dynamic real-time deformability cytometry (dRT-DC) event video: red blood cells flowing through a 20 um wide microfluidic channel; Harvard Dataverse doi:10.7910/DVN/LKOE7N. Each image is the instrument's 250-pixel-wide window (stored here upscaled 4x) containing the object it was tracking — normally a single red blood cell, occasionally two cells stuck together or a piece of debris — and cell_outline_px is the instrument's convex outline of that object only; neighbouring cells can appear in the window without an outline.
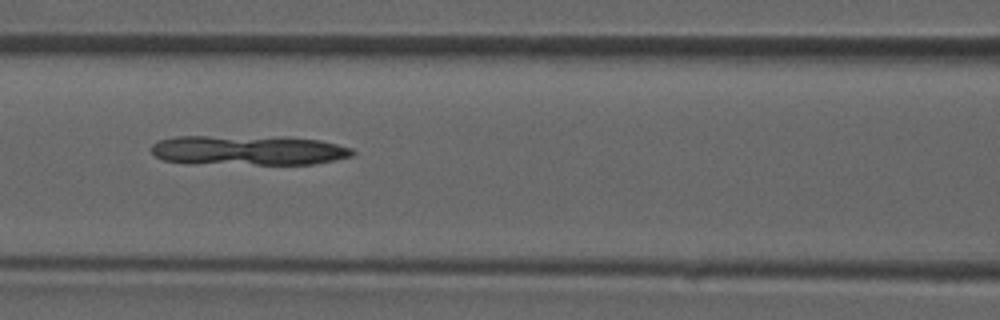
{"species": "common noctule bat (a hibernating species)", "species_latin": "Nyctalus noctula", "temperature_condition": "room temperature", "stored_images_in_passage": 6, "camera_frame_rate_fps": 3000, "um_per_image_px": 0.085, "animal": {"sex": "male", "forearm_length_mm": 52.5}, "frame": {"image": 1, "passage_image": 5, "time_ms": 1.333, "image_size_px": [1000, 320], "cell_outline_px": [[356, 152], [352, 156], [316, 164], [192, 164], [164, 160], [156, 156], [152, 152], [152, 144], [160, 140], [176, 136], [288, 136], [320, 140], [352, 148]], "centroid_in_image_um": [21.13, 12.77], "position_along_channel_um": 145.5, "area_um2": 35.6}}
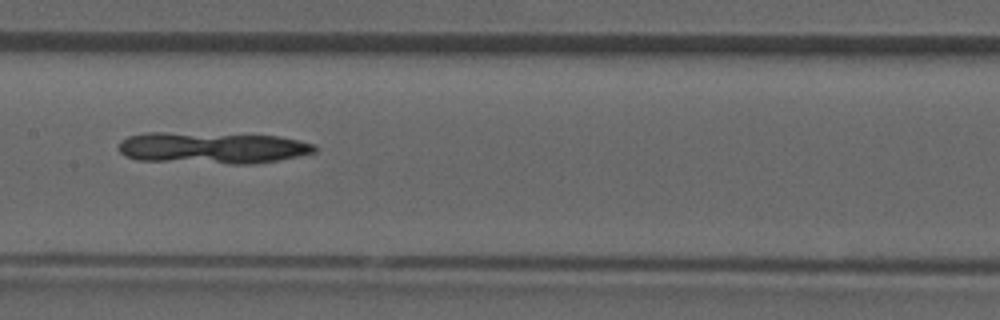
{"frame": {"image": 2, "passage_image": 6, "time_ms": 1.667, "image_size_px": [1000, 320], "cell_outline_px": [[316, 152], [280, 160], [256, 164], [228, 164], [136, 160], [124, 156], [120, 152], [120, 140], [128, 136], [144, 132], [164, 132], [276, 136], [316, 144]], "centroid_in_image_um": [18.02, 12.58], "position_along_channel_um": 189.4, "area_um2": 36.24}}